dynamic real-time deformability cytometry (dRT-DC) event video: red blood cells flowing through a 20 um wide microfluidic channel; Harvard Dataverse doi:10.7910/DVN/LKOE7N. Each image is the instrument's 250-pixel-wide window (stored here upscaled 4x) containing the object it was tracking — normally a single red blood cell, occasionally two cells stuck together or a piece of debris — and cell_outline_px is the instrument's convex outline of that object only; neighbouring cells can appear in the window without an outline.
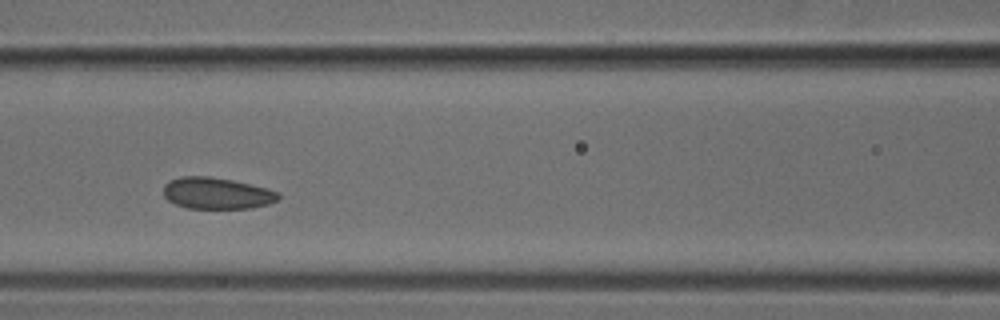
{"species": "common noctule bat (a hibernating species)", "species_latin": "Nyctalus noctula", "temperature_condition": "cold", "stored_images_in_passage": 6, "camera_frame_rate_fps": 3000, "um_per_image_px": 0.085, "animal": {"sex": "male", "body_mass_g": 18.8}, "frame": {"image": 1, "passage_image": 5, "time_ms": 1.333, "image_size_px": [1000, 320], "cell_outline_px": [[280, 200], [268, 204], [252, 208], [188, 208], [176, 204], [168, 200], [164, 196], [164, 184], [168, 180], [180, 176], [208, 176], [232, 180], [268, 188], [280, 192]], "centroid_in_image_um": [18.45, 16.42], "position_along_channel_um": 148.2, "area_um2": 21.27}}
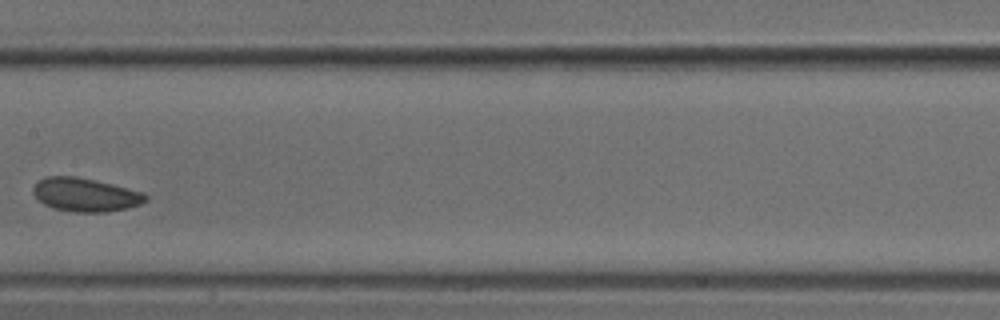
{"frame": {"image": 2, "passage_image": 6, "time_ms": 1.667, "image_size_px": [1000, 320], "cell_outline_px": [[148, 200], [140, 204], [108, 212], [72, 212], [52, 208], [44, 204], [32, 192], [32, 188], [40, 180], [48, 176], [76, 176], [144, 192], [148, 196]], "centroid_in_image_um": [7.25, 16.56], "position_along_channel_um": 200.1, "area_um2": 21.79}}